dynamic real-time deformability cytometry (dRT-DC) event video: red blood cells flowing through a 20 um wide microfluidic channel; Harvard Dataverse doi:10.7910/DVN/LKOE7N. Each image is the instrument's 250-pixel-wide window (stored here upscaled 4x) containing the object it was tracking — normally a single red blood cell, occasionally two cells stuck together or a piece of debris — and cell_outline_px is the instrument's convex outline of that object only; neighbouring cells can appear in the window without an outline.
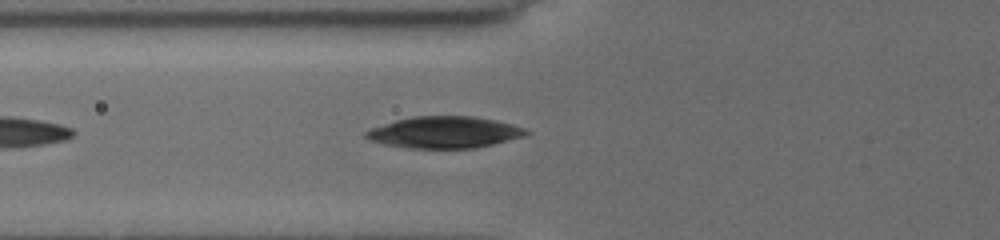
{"species": "common noctule bat (a hibernating species)", "species_latin": "Nyctalus noctula", "temperature_condition": "cold", "stored_images_in_passage": 8, "camera_frame_rate_fps": 3000, "um_per_image_px": 0.085, "animal": {"sex": "female", "body_mass_g": 19.5, "forearm_length_mm": 54.1}, "frame": {"image": 1, "passage_image": 8, "time_ms": 7.0, "image_size_px": [1000, 240], "cell_outline_px": [[532, 132], [524, 136], [492, 144], [472, 148], [408, 148], [384, 144], [368, 140], [364, 136], [364, 132], [368, 128], [396, 120], [416, 116], [476, 116], [496, 120], [512, 124], [524, 128]], "centroid_in_image_um": [37.74, 11.24], "position_along_channel_um": 88.1, "area_um2": 29.59}}